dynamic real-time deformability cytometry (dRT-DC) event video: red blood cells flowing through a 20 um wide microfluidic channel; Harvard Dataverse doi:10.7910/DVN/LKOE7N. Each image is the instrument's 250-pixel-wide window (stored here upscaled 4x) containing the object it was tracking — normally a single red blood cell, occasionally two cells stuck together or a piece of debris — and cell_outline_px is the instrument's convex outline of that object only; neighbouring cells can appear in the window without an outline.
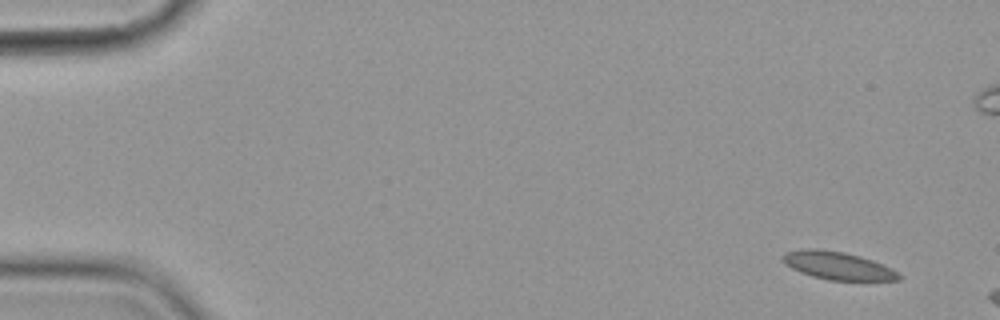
{"species": "common noctule bat (a hibernating species)", "species_latin": "Nyctalus noctula", "temperature_condition": "cold", "stored_images_in_passage": 4, "camera_frame_rate_fps": 3000, "um_per_image_px": 0.085, "animal": {"sex": "female", "body_mass_g": 19.9}, "frame": {"image": 1, "passage_image": 1, "time_ms": 0.0, "image_size_px": [1000, 320], "cell_outline_px": [[900, 280], [828, 280], [812, 276], [800, 272], [784, 264], [780, 256], [784, 252], [804, 248], [816, 248], [844, 252], [860, 256], [872, 260], [892, 268], [900, 276]], "centroid_in_image_um": [71.14, 22.56], "position_along_channel_um": 13.9, "area_um2": 18.9}}